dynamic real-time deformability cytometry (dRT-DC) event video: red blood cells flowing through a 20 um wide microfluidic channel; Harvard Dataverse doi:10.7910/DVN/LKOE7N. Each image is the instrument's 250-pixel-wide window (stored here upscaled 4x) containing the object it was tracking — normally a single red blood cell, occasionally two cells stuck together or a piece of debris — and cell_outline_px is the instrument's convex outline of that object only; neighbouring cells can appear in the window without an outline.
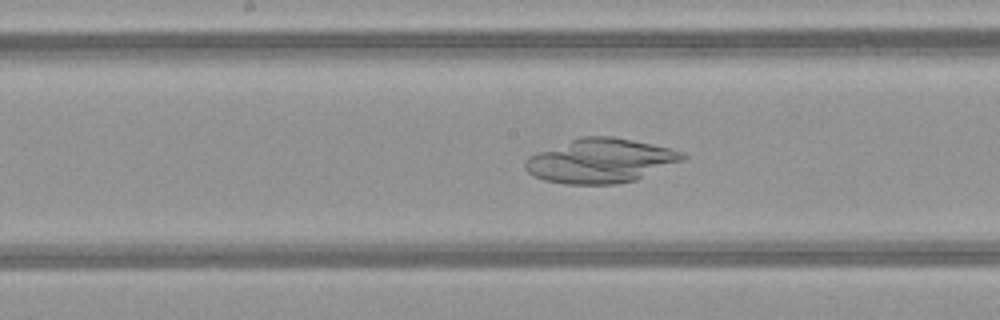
{"species": "common noctule bat (a hibernating species)", "species_latin": "Nyctalus noctula", "temperature_condition": "warm", "stored_images_in_passage": 50, "camera_frame_rate_fps": 3000, "um_per_image_px": 0.085, "animal": {"sex": "female", "body_mass_g": 21.9}, "frame": {"image": 1, "passage_image": 26, "time_ms": 8.333, "image_size_px": [1000, 320], "cell_outline_px": [[688, 156], [684, 160], [636, 180], [616, 184], [564, 184], [544, 180], [532, 176], [524, 168], [524, 160], [528, 156], [536, 152], [580, 136], [612, 136], [672, 148], [684, 152]], "centroid_in_image_um": [51.03, 13.66], "position_along_channel_um": 197.2, "area_um2": 40.92}}
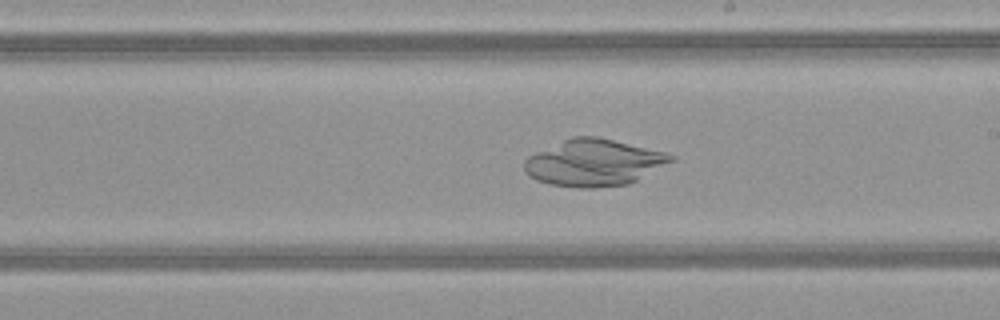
{"frame": {"image": 2, "passage_image": 29, "time_ms": 9.333, "image_size_px": [1000, 320], "cell_outline_px": [[676, 160], [628, 184], [596, 188], [580, 188], [548, 184], [536, 180], [528, 176], [524, 172], [524, 160], [528, 156], [536, 152], [572, 136], [596, 136], [668, 152], [676, 156]], "centroid_in_image_um": [50.49, 13.83], "position_along_channel_um": 238.5, "area_um2": 40.17}}